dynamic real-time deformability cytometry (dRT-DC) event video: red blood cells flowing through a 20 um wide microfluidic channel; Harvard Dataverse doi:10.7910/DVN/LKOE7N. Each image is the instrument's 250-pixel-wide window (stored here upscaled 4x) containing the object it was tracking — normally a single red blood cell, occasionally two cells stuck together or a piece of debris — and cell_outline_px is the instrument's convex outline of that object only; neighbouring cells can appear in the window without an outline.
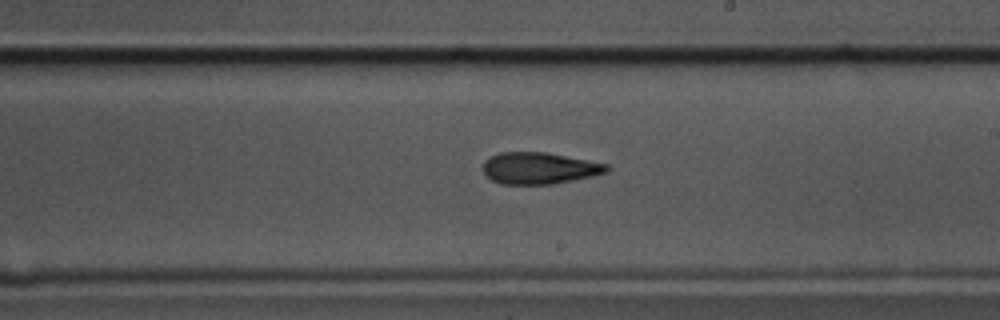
{"species": "common noctule bat (a hibernating species)", "species_latin": "Nyctalus noctula", "temperature_condition": "cold", "stored_images_in_passage": 56, "camera_frame_rate_fps": 3000, "um_per_image_px": 0.085, "animal": {"sex": "male", "body_mass_g": 17.5, "forearm_length_mm": 52.3}, "frame": {"image": 1, "passage_image": 32, "time_ms": 10.333, "image_size_px": [1000, 320], "cell_outline_px": [[608, 172], [592, 176], [552, 184], [500, 184], [492, 180], [484, 172], [484, 160], [500, 152], [544, 152], [608, 164]], "centroid_in_image_um": [45.83, 14.3], "position_along_channel_um": 243.2, "area_um2": 22.54}}
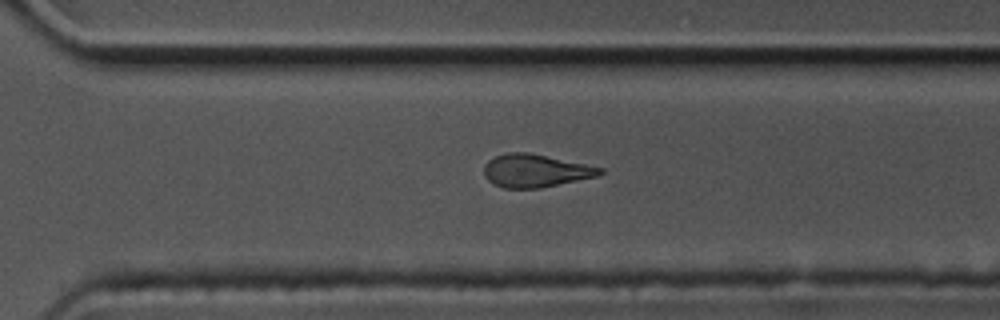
{"frame": {"image": 2, "passage_image": 39, "time_ms": 12.667, "image_size_px": [1000, 320], "cell_outline_px": [[604, 172], [596, 176], [540, 188], [504, 188], [488, 180], [484, 176], [484, 164], [488, 160], [496, 156], [508, 152], [528, 152], [604, 168]], "centroid_in_image_um": [45.48, 14.5], "position_along_channel_um": 325.1, "area_um2": 22.02}}
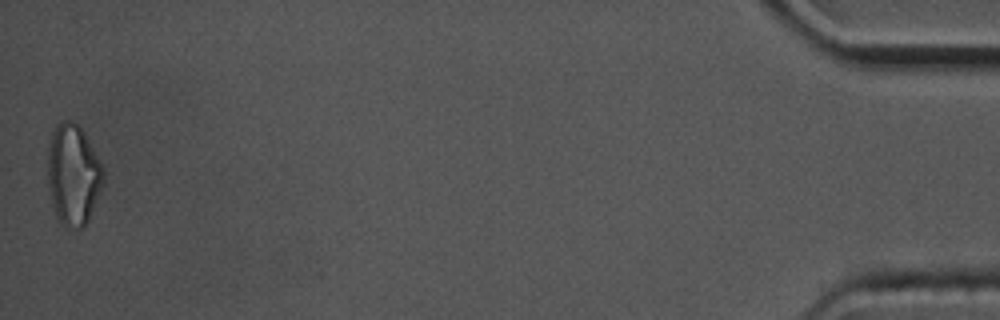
{"frame": {"image": 3, "passage_image": 56, "time_ms": 18.333, "image_size_px": [1000, 320], "cell_outline_px": [[104, 184], [88, 220], [80, 228], [64, 228], [60, 224], [56, 216], [52, 204], [48, 184], [48, 144], [52, 132], [56, 124], [64, 120], [72, 120], [84, 132], [104, 168]], "centroid_in_image_um": [6.22, 14.86], "position_along_channel_um": 429.0, "area_um2": 32.95}, "authors_computed_cell_mechanics": {"area_um2": 23.0911, "velocity_mm_per_s": 3.5132, "shape_relaxation_time_tau1_ms": 5.7016, "shape_relaxation_time_tau2_ms": 3.2729, "deformation_change_tau1": 0.159, "deformation_change_tau2": 0.111}}